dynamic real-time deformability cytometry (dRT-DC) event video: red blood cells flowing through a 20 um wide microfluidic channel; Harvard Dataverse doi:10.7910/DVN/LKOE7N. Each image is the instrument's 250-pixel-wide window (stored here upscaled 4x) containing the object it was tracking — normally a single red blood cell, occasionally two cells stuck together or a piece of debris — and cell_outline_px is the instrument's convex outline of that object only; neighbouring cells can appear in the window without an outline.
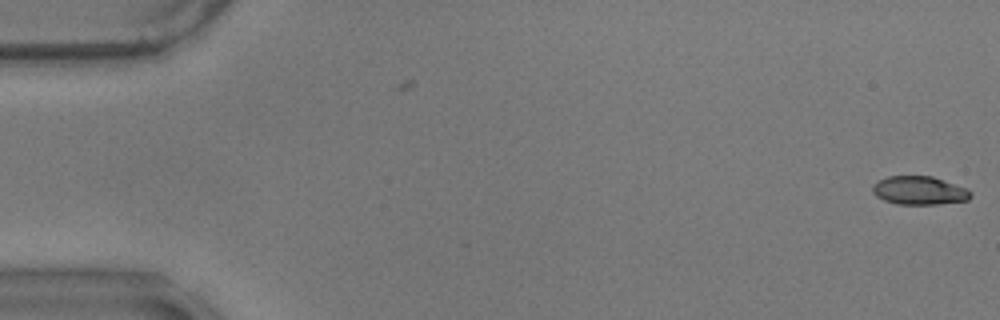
{"species": "common noctule bat (a hibernating species)", "species_latin": "Nyctalus noctula", "temperature_condition": "warm", "stored_images_in_passage": 5, "camera_frame_rate_fps": 3000, "um_per_image_px": 0.085, "animal": {"sex": "male", "body_mass_g": 17.9}, "frame": {"image": 1, "passage_image": 5, "time_ms": 1.333, "image_size_px": [1000, 320], "cell_outline_px": [[972, 196], [968, 200], [936, 204], [896, 204], [884, 200], [876, 196], [872, 192], [872, 188], [880, 180], [888, 176], [932, 176], [968, 188], [972, 192]], "centroid_in_image_um": [78.18, 16.19], "position_along_channel_um": 6.8, "area_um2": 16.24}}